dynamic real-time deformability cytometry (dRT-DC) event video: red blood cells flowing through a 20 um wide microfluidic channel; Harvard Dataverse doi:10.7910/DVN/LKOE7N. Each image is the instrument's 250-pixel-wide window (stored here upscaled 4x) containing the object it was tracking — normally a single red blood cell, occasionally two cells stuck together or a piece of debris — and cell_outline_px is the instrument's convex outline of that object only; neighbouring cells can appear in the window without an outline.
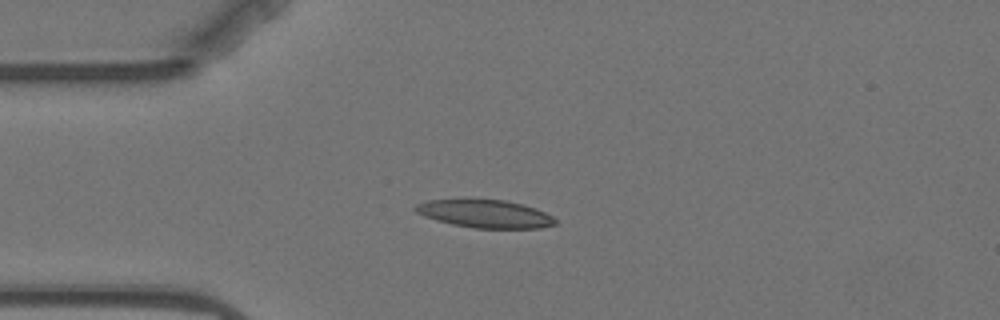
{"species": "Egyptian fruit bat (a non-hibernating species)", "species_latin": "Rousettus aegyptiacus", "temperature_condition": "warm", "stored_images_in_passage": 7, "camera_frame_rate_fps": 3000, "um_per_image_px": 0.085, "animal": {"sex": "female"}, "frame": {"image": 1, "passage_image": 3, "time_ms": 3.333, "image_size_px": [1000, 320], "cell_outline_px": [[556, 224], [540, 228], [476, 228], [452, 224], [436, 220], [424, 216], [416, 212], [412, 208], [416, 204], [428, 200], [504, 200], [524, 204], [536, 208], [552, 216], [556, 220]], "centroid_in_image_um": [41.24, 18.17], "position_along_channel_um": 43.8, "area_um2": 22.6}}
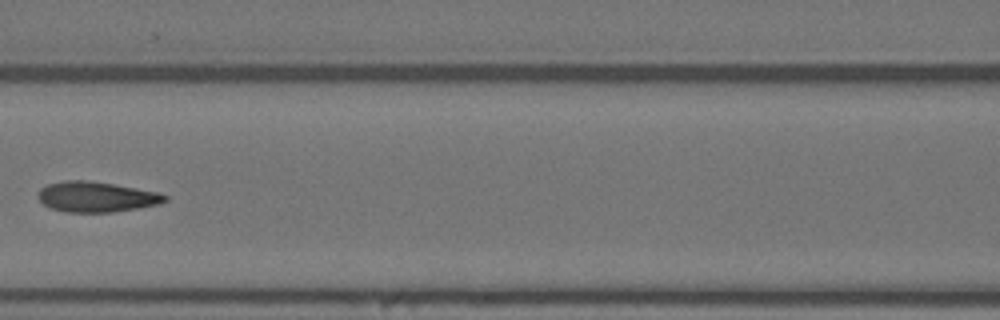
{"frame": {"image": 2, "passage_image": 6, "time_ms": 7.0, "image_size_px": [1000, 320], "cell_outline_px": [[168, 200], [160, 204], [112, 212], [64, 212], [52, 208], [44, 204], [36, 196], [36, 192], [40, 188], [48, 184], [64, 180], [88, 180], [160, 192], [168, 196]], "centroid_in_image_um": [8.18, 16.72], "position_along_channel_um": 158.4, "area_um2": 22.54}}
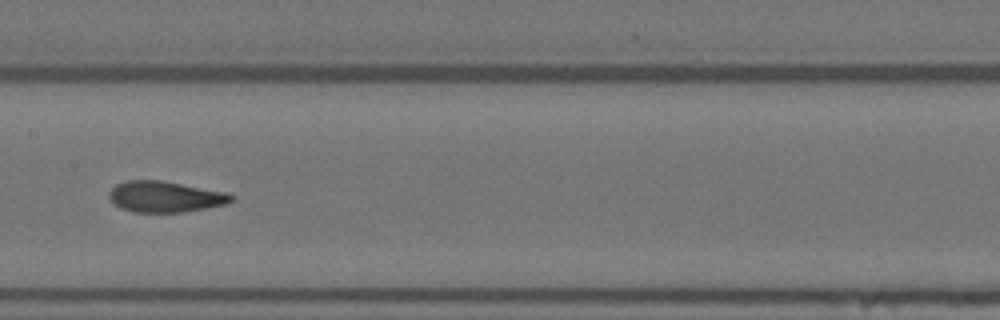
{"frame": {"image": 3, "passage_image": 7, "time_ms": 8.0, "image_size_px": [1000, 320], "cell_outline_px": [[232, 200], [228, 204], [184, 212], [132, 212], [120, 208], [108, 196], [108, 192], [116, 184], [128, 180], [160, 180], [224, 192], [232, 196]], "centroid_in_image_um": [14.0, 16.73], "position_along_channel_um": 193.4, "area_um2": 21.85}}